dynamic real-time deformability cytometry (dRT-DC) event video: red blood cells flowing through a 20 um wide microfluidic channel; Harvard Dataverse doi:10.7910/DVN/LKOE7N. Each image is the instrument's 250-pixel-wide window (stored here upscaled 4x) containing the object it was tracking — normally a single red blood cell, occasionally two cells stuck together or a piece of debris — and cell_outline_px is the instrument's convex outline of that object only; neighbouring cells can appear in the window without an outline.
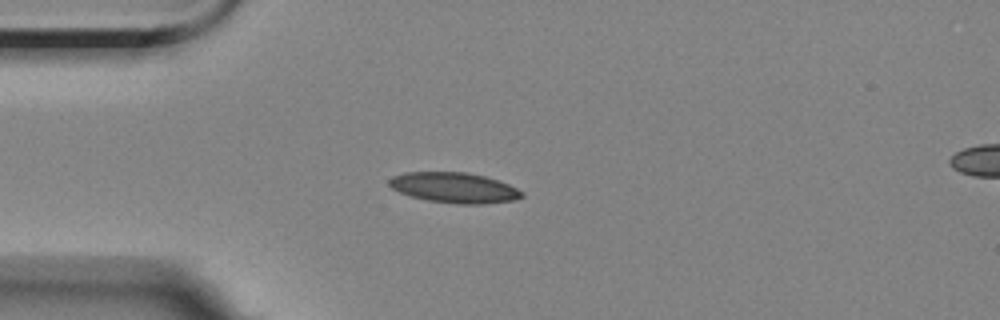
{"species": "Egyptian fruit bat (a non-hibernating species)", "species_latin": "Rousettus aegyptiacus", "temperature_condition": "room temperature", "stored_images_in_passage": 7, "camera_frame_rate_fps": 3000, "um_per_image_px": 0.085, "animal": {"sex": "female"}, "frame": {"image": 1, "passage_image": 2, "time_ms": 1.333, "image_size_px": [1000, 320], "cell_outline_px": [[524, 196], [512, 200], [480, 204], [456, 204], [428, 200], [412, 196], [400, 192], [392, 188], [388, 184], [388, 180], [392, 176], [404, 172], [468, 172], [484, 176], [508, 184], [524, 192]], "centroid_in_image_um": [38.59, 15.94], "position_along_channel_um": 46.4, "area_um2": 23.35}}
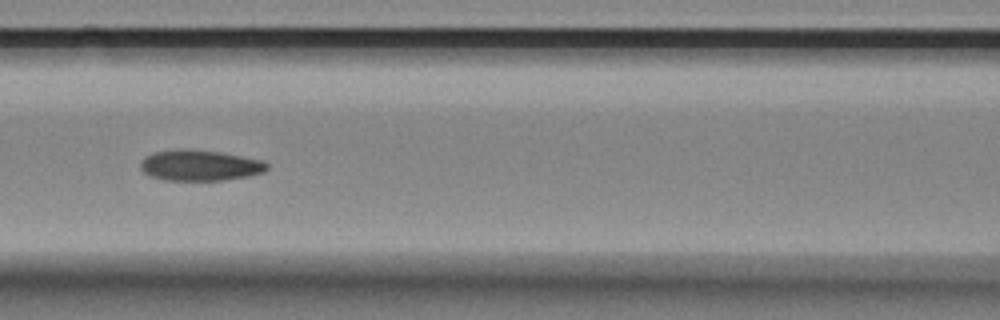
{"frame": {"image": 2, "passage_image": 5, "time_ms": 4.667, "image_size_px": [1000, 320], "cell_outline_px": [[268, 168], [264, 172], [248, 176], [224, 180], [164, 180], [152, 176], [144, 172], [140, 168], [140, 164], [144, 156], [152, 152], [220, 152], [264, 160], [268, 164]], "centroid_in_image_um": [17.04, 14.1], "position_along_channel_um": 149.6, "area_um2": 21.85}}
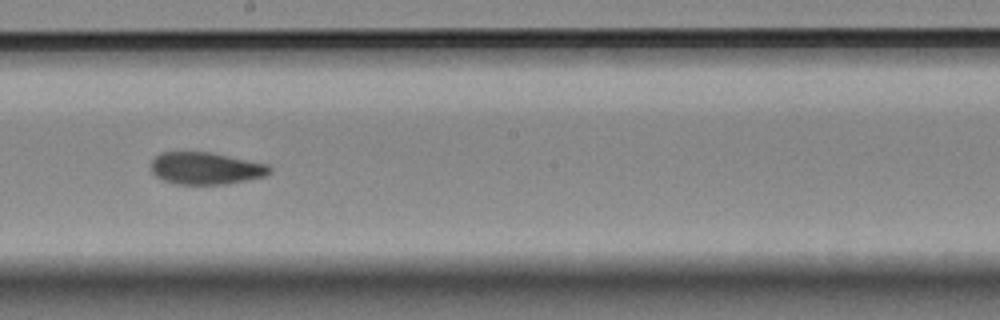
{"frame": {"image": 3, "passage_image": 7, "time_ms": 7.0, "image_size_px": [1000, 320], "cell_outline_px": [[272, 172], [264, 176], [228, 184], [176, 184], [164, 180], [156, 176], [152, 172], [152, 160], [160, 152], [208, 152], [268, 164], [272, 168]], "centroid_in_image_um": [17.5, 14.31], "position_along_channel_um": 230.7, "area_um2": 22.08}}